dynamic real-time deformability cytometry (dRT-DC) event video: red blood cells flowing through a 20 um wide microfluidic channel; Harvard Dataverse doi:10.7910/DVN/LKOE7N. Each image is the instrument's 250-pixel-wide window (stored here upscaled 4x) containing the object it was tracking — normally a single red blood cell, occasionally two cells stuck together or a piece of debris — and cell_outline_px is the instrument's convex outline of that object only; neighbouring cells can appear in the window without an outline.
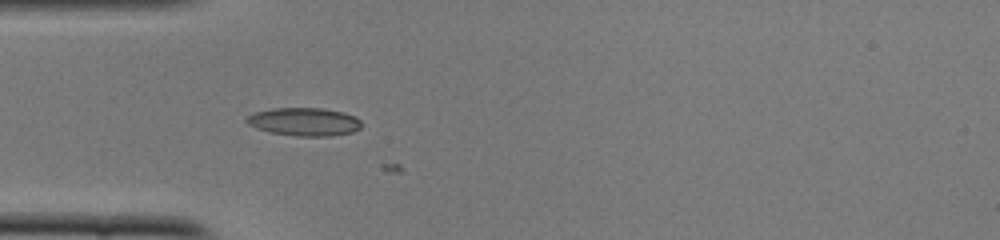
{"species": "common noctule bat (a hibernating species)", "species_latin": "Nyctalus noctula", "temperature_condition": "cold", "stored_images_in_passage": 16, "camera_frame_rate_fps": 3000, "um_per_image_px": 0.085, "animal": {"sex": "female", "body_mass_g": 22.0, "forearm_length_mm": 56.7}, "frame": {"image": 1, "passage_image": 15, "time_ms": 4.667, "image_size_px": [1000, 240], "cell_outline_px": [[360, 128], [352, 132], [332, 136], [296, 136], [268, 132], [256, 128], [248, 124], [244, 120], [248, 116], [256, 112], [272, 108], [320, 108], [344, 112], [356, 116], [360, 120]], "centroid_in_image_um": [25.86, 10.35], "position_along_channel_um": 59.1, "area_um2": 18.9}}